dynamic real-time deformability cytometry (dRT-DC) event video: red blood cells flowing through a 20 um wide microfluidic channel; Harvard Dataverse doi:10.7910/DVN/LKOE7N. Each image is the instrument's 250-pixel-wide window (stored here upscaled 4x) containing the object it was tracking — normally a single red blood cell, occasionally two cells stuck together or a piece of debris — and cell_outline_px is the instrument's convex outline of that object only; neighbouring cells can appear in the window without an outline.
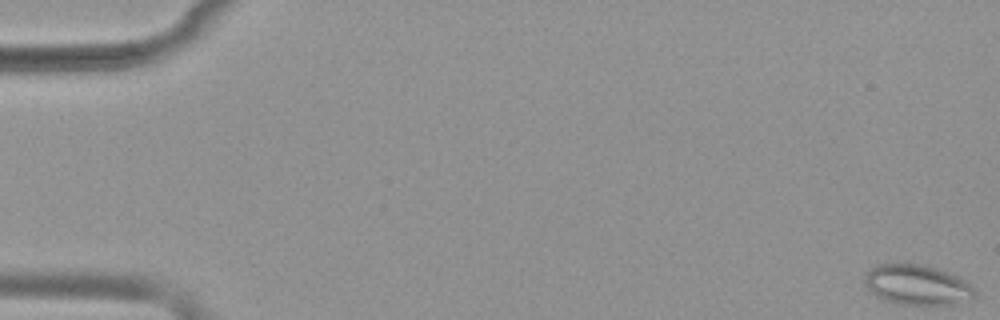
{"species": "common noctule bat (a hibernating species)", "species_latin": "Nyctalus noctula", "temperature_condition": "warm", "stored_images_in_passage": 16, "camera_frame_rate_fps": 3000, "um_per_image_px": 0.085, "animal": {"sex": "female", "body_mass_g": 19.9}, "frame": {"image": 1, "passage_image": 1, "time_ms": 0.0, "image_size_px": [1000, 320], "cell_outline_px": [[976, 296], [972, 300], [956, 304], [896, 304], [884, 300], [876, 296], [864, 284], [864, 276], [876, 264], [896, 260], [904, 260], [924, 264], [952, 272], [972, 284], [976, 292]], "centroid_in_image_um": [77.97, 24.15], "position_along_channel_um": 7.0, "area_um2": 26.99}}